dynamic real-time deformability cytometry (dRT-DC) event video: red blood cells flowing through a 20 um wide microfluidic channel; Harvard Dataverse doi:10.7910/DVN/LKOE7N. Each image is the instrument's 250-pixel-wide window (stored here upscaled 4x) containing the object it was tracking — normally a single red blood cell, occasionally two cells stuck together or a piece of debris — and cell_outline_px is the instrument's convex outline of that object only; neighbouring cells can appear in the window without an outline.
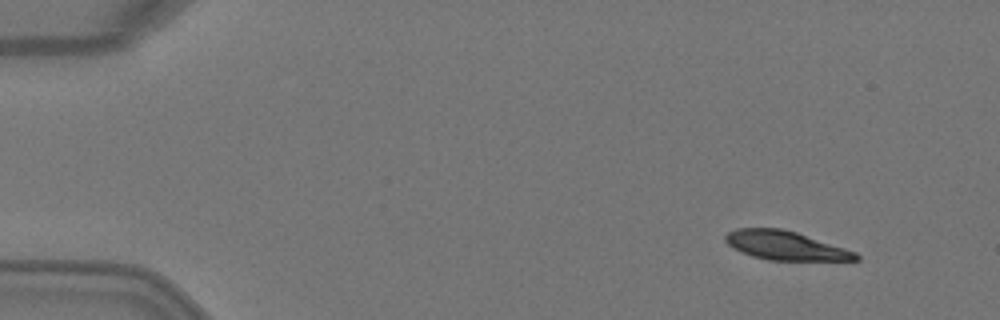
{"species": "Egyptian fruit bat (a non-hibernating species)", "species_latin": "Rousettus aegyptiacus", "temperature_condition": "warm", "stored_images_in_passage": 6, "camera_frame_rate_fps": 3000, "um_per_image_px": 0.085, "animal": {"sex": "female"}, "frame": {"image": 1, "passage_image": 1, "time_ms": 0.0, "image_size_px": [1000, 320], "cell_outline_px": [[860, 260], [768, 260], [752, 256], [740, 252], [732, 248], [724, 240], [724, 236], [728, 232], [736, 228], [780, 228], [796, 232], [856, 252], [860, 256]], "centroid_in_image_um": [66.71, 20.87], "position_along_channel_um": 18.3, "area_um2": 21.85}}
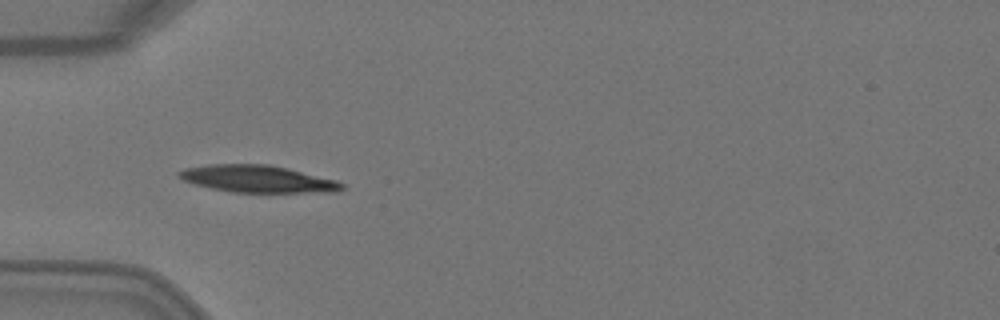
{"frame": {"image": 2, "passage_image": 4, "time_ms": 1.0, "image_size_px": [1000, 320], "cell_outline_px": [[344, 188], [336, 192], [232, 192], [192, 184], [176, 176], [176, 172], [184, 168], [208, 164], [268, 164], [288, 168], [336, 180], [344, 184]], "centroid_in_image_um": [21.85, 15.2], "position_along_channel_um": 63.1, "area_um2": 25.84}}
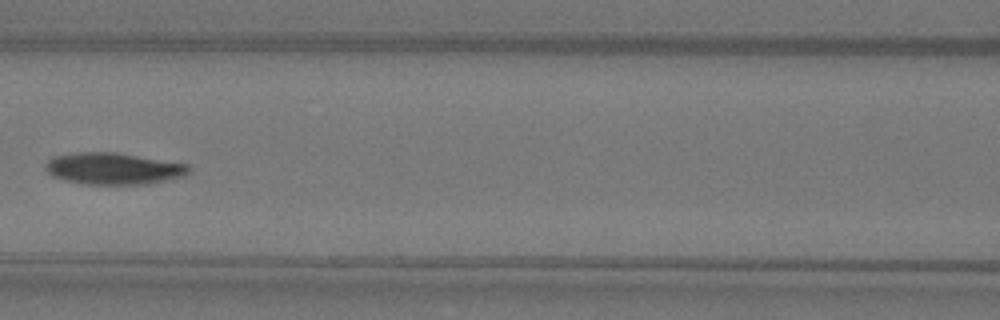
{"frame": {"image": 3, "passage_image": 6, "time_ms": 1.667, "image_size_px": [1000, 320], "cell_outline_px": [[192, 172], [184, 176], [172, 180], [152, 184], [84, 184], [64, 180], [52, 176], [44, 168], [44, 164], [52, 156], [80, 152], [116, 152], [188, 164], [192, 168]], "centroid_in_image_um": [9.69, 14.33], "position_along_channel_um": 156.9, "area_um2": 26.93}}